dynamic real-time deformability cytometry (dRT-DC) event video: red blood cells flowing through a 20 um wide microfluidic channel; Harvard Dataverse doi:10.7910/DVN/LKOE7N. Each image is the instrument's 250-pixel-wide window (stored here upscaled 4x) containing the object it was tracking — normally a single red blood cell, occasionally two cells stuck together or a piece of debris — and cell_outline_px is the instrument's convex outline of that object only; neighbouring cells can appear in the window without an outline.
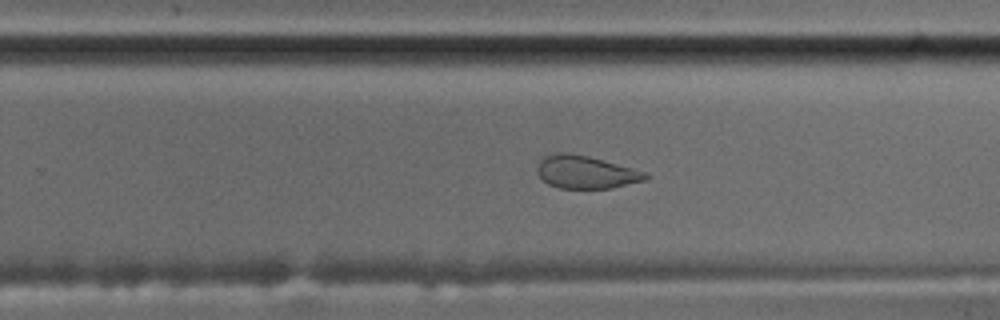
{"species": "common noctule bat (a hibernating species)", "species_latin": "Nyctalus noctula", "temperature_condition": "cold", "stored_images_in_passage": 51, "camera_frame_rate_fps": 3000, "um_per_image_px": 0.085, "animal": {"sex": "male", "body_mass_g": 17.5, "forearm_length_mm": 52.3}, "frame": {"image": 1, "passage_image": 30, "time_ms": 9.667, "image_size_px": [1000, 320], "cell_outline_px": [[648, 180], [612, 188], [560, 188], [548, 184], [536, 172], [536, 168], [540, 160], [544, 156], [556, 152], [564, 152], [588, 156], [648, 172]], "centroid_in_image_um": [49.81, 14.63], "position_along_channel_um": 280.0, "area_um2": 20.81}, "authors_computed_cell_mechanics": {"area_um2": 22.1374, "velocity_mm_per_s": 3.508, "shape_relaxation_time_tau1_ms": null, "shape_relaxation_time_tau2_ms": 1.7822, "deformation_change_tau1": null, "deformation_change_tau2": 0.0663}}